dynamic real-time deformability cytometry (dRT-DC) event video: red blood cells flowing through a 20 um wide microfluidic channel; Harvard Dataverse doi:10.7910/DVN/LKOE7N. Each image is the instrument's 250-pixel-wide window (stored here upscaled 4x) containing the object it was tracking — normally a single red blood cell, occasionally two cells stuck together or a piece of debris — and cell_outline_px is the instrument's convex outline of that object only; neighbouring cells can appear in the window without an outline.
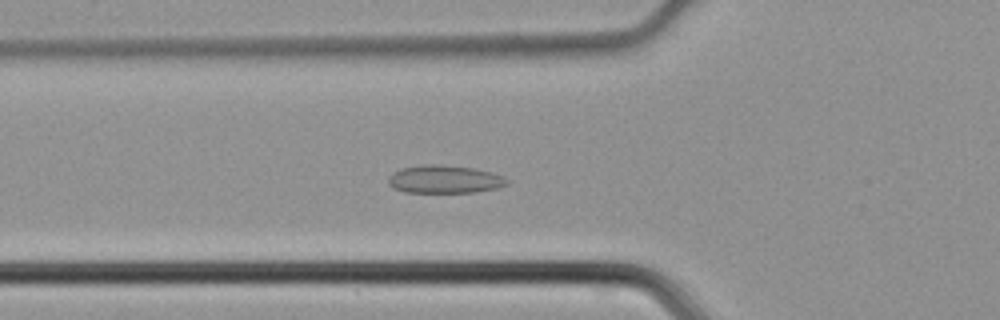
{"species": "common noctule bat (a hibernating species)", "species_latin": "Nyctalus noctula", "temperature_condition": "cold", "stored_images_in_passage": 37, "camera_frame_rate_fps": 3000, "um_per_image_px": 0.085, "animal": {"sex": "male", "body_mass_g": 21.5, "forearm_length_mm": 52.0}, "frame": {"image": 1, "passage_image": 11, "time_ms": 3.333, "image_size_px": [1000, 320], "cell_outline_px": [[508, 184], [500, 188], [476, 192], [404, 192], [392, 188], [388, 184], [388, 176], [404, 168], [424, 164], [440, 164], [472, 168], [492, 172], [504, 176], [508, 180]], "centroid_in_image_um": [37.82, 15.24], "position_along_channel_um": 88.0, "area_um2": 19.42}}
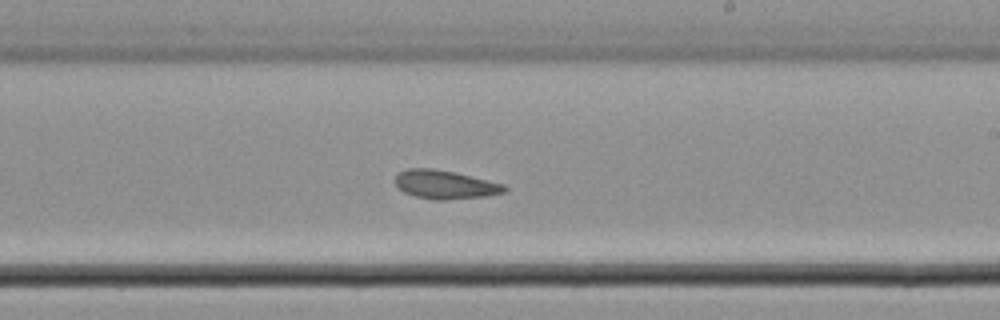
{"frame": {"image": 2, "passage_image": 22, "time_ms": 7.0, "image_size_px": [1000, 320], "cell_outline_px": [[508, 188], [504, 192], [488, 196], [444, 200], [432, 200], [416, 196], [404, 192], [396, 184], [396, 176], [400, 172], [408, 168], [432, 168], [456, 172], [504, 184]], "centroid_in_image_um": [37.86, 15.69], "position_along_channel_um": 251.1, "area_um2": 18.21}}
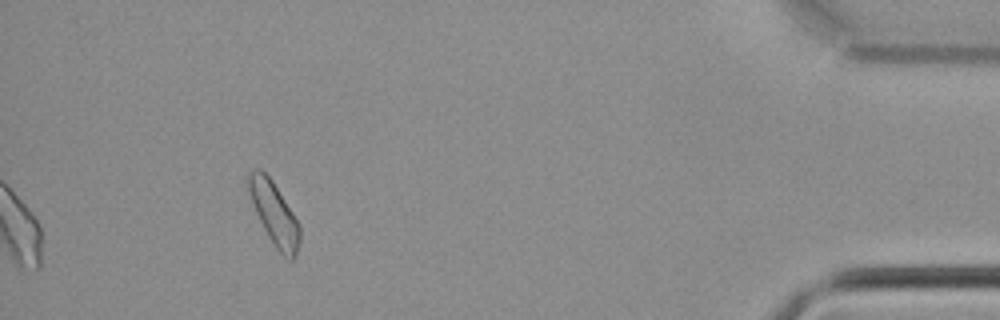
{"frame": {"image": 3, "passage_image": 37, "time_ms": 12.0, "image_size_px": [1000, 320], "cell_outline_px": [[300, 240], [296, 252], [292, 260], [284, 256], [276, 248], [268, 236], [256, 212], [244, 176], [248, 172], [256, 168], [260, 168], [272, 180], [300, 224]], "centroid_in_image_um": [23.29, 18.1], "position_along_channel_um": 411.9, "area_um2": 18.55}}